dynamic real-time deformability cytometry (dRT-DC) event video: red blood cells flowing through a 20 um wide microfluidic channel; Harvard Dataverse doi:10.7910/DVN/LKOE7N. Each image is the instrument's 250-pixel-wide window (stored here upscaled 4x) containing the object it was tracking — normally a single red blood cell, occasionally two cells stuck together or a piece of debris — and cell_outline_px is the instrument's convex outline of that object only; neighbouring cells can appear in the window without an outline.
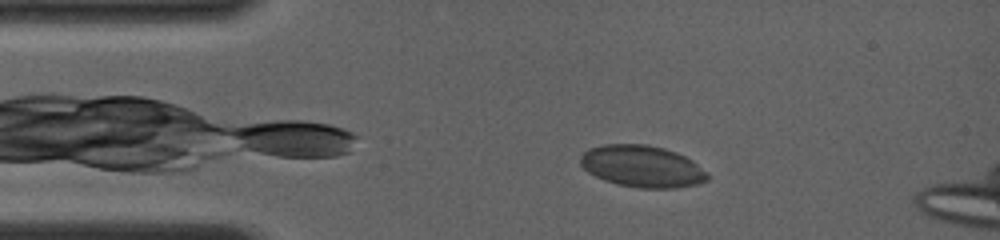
{"species": "common noctule bat (a hibernating species)", "species_latin": "Nyctalus noctula", "temperature_condition": "room temperature", "stored_images_in_passage": 4, "camera_frame_rate_fps": 4000, "um_per_image_px": 0.085, "animal": {"sex": "female", "body_mass_g": 19.0, "forearm_length_mm": 56.7}, "frame": {"image": 1, "passage_image": 2, "time_ms": 1.0, "image_size_px": [1000, 240], "cell_outline_px": [[708, 180], [700, 184], [676, 188], [636, 188], [616, 184], [604, 180], [588, 172], [580, 164], [580, 156], [588, 148], [604, 144], [648, 144], [664, 148], [676, 152], [692, 160], [708, 172]], "centroid_in_image_um": [54.59, 14.14], "position_along_channel_um": 30.4, "area_um2": 31.27}}